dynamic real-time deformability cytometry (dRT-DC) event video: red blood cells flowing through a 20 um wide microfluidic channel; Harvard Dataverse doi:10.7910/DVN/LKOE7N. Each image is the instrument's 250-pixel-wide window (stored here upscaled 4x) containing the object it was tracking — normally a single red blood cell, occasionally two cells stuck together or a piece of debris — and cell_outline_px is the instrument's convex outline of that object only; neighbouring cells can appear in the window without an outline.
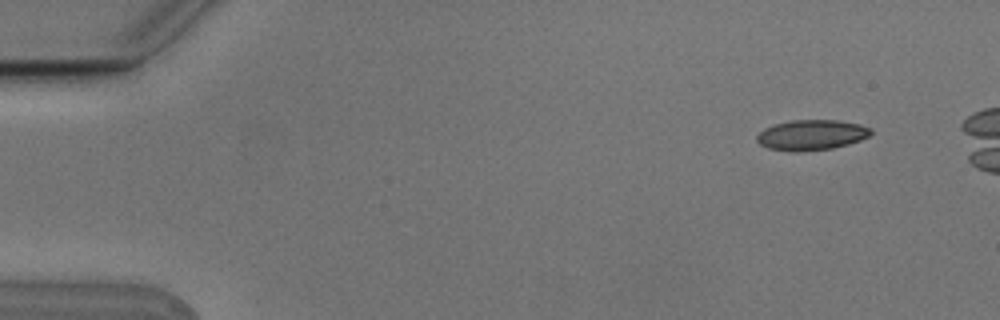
{"species": "Egyptian fruit bat (a non-hibernating species)", "species_latin": "Rousettus aegyptiacus", "temperature_condition": "cold", "stored_images_in_passage": 6, "camera_frame_rate_fps": 3000, "um_per_image_px": 0.085, "animal": {"sex": "male"}, "frame": {"image": 1, "passage_image": 2, "time_ms": 0.333, "image_size_px": [1000, 320], "cell_outline_px": [[872, 132], [868, 136], [860, 140], [848, 144], [832, 148], [796, 152], [792, 152], [768, 148], [760, 144], [756, 140], [756, 136], [764, 128], [776, 124], [792, 120], [836, 120], [860, 124], [872, 128]], "centroid_in_image_um": [68.97, 11.47], "position_along_channel_um": 16.0, "area_um2": 20.11}}